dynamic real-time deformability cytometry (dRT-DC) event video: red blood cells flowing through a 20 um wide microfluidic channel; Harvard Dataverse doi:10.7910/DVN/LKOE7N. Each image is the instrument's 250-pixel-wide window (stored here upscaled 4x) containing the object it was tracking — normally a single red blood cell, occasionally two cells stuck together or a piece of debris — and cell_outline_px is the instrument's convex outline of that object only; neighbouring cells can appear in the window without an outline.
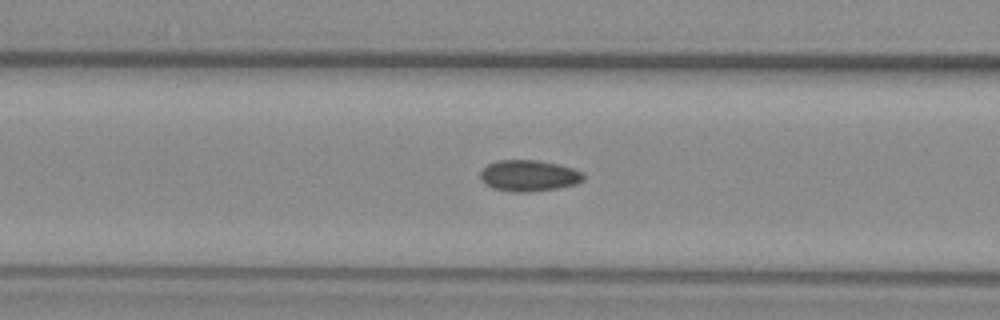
{"species": "common noctule bat (a hibernating species)", "species_latin": "Nyctalus noctula", "temperature_condition": "warm", "stored_images_in_passage": 53, "camera_frame_rate_fps": 3000, "um_per_image_px": 0.085, "animal": {"sex": "female", "body_mass_g": 29.2, "forearm_length_mm": 56.3}, "frame": {"image": 1, "passage_image": 21, "time_ms": 6.667, "image_size_px": [1000, 320], "cell_outline_px": [[584, 180], [576, 184], [556, 188], [528, 192], [516, 192], [492, 188], [484, 184], [480, 176], [480, 172], [488, 164], [496, 160], [536, 160], [560, 164], [572, 168], [580, 172], [584, 176]], "centroid_in_image_um": [44.93, 14.93], "position_along_channel_um": 121.7, "area_um2": 18.73}}
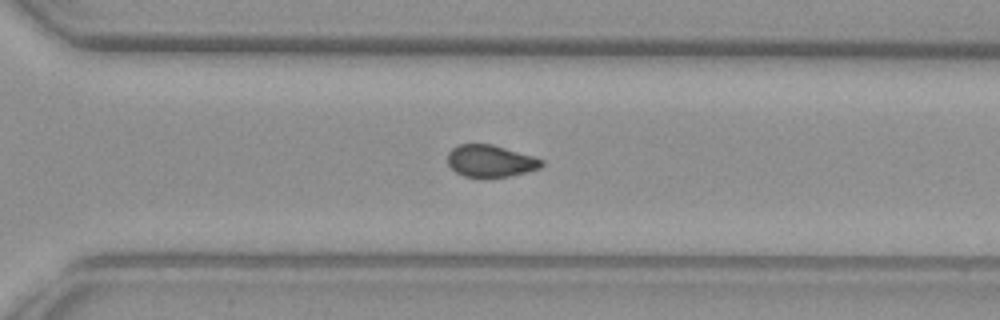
{"frame": {"image": 2, "passage_image": 37, "time_ms": 12.0, "image_size_px": [1000, 320], "cell_outline_px": [[544, 164], [540, 168], [508, 176], [484, 180], [464, 176], [456, 172], [448, 164], [448, 152], [456, 144], [492, 144], [532, 156], [544, 160]], "centroid_in_image_um": [41.65, 13.71], "position_along_channel_um": 328.9, "area_um2": 17.86}}
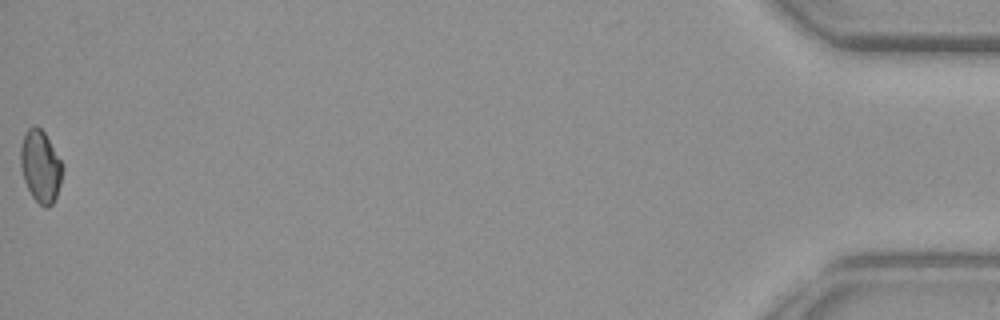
{"frame": {"image": 3, "passage_image": 53, "time_ms": 17.333, "image_size_px": [1000, 320], "cell_outline_px": [[64, 168], [60, 184], [56, 196], [52, 204], [48, 208], [44, 208], [32, 196], [24, 180], [20, 164], [20, 148], [24, 132], [28, 128], [40, 128], [44, 132], [60, 160]], "centroid_in_image_um": [3.44, 14.16], "position_along_channel_um": 431.8, "area_um2": 17.4}, "authors_computed_cell_mechanics": {"area_um2": 18.0336, "velocity_mm_per_s": 3.8947, "shape_relaxation_time_tau1_ms": null, "shape_relaxation_time_tau2_ms": 2.1867, "deformation_change_tau1": null, "deformation_change_tau2": 0.0493}}